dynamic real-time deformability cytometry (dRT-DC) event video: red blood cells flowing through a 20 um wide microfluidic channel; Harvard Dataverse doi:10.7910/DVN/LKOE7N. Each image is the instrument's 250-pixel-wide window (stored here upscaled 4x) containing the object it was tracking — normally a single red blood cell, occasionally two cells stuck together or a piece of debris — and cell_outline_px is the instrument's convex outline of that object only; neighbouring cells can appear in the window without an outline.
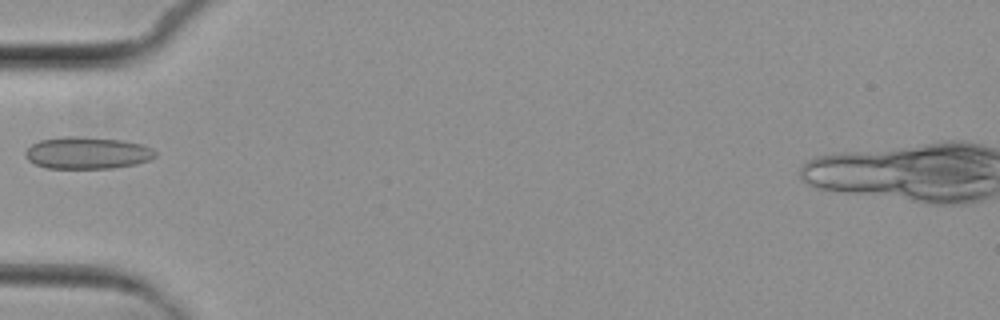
{"species": "common noctule bat (a hibernating species)", "species_latin": "Nyctalus noctula", "temperature_condition": "cold", "stored_images_in_passage": 6, "camera_frame_rate_fps": 3000, "um_per_image_px": 0.085, "animal": {"sex": "female", "body_mass_g": 29.2, "forearm_length_mm": 56.3}, "frame": {"image": 1, "passage_image": 6, "time_ms": 5.667, "image_size_px": [1000, 320], "cell_outline_px": [[156, 156], [148, 160], [136, 164], [112, 168], [44, 168], [28, 160], [24, 156], [24, 152], [32, 144], [40, 140], [64, 136], [76, 136], [124, 140], [140, 144], [152, 148], [156, 152]], "centroid_in_image_um": [7.4, 12.99], "position_along_channel_um": 77.6, "area_um2": 24.28}}